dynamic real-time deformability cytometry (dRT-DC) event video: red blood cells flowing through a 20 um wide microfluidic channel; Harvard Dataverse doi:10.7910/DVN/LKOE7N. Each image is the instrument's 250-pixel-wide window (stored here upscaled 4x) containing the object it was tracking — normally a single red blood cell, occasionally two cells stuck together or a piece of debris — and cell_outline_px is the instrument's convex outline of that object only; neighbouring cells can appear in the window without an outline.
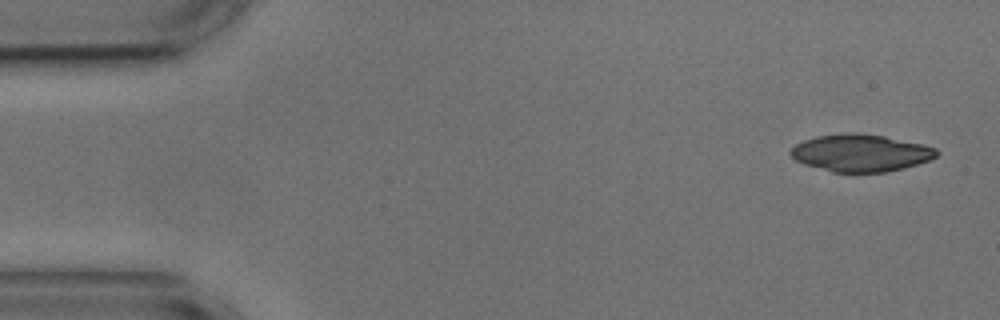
{"species": "common noctule bat (a hibernating species)", "species_latin": "Nyctalus noctula", "temperature_condition": "cold", "stored_images_in_passage": 5, "camera_frame_rate_fps": 3000, "um_per_image_px": 0.085, "animal": {"sex": "male", "body_mass_g": 17.9, "forearm_length_mm": 54.2}, "frame": {"image": 1, "passage_image": 1, "time_ms": 0.0, "image_size_px": [1000, 320], "cell_outline_px": [[940, 152], [932, 160], [904, 168], [888, 172], [832, 172], [804, 164], [796, 160], [788, 152], [796, 144], [804, 140], [816, 136], [844, 132], [860, 132], [884, 136], [920, 144], [936, 148]], "centroid_in_image_um": [73.16, 12.99], "position_along_channel_um": 11.8, "area_um2": 31.85}}